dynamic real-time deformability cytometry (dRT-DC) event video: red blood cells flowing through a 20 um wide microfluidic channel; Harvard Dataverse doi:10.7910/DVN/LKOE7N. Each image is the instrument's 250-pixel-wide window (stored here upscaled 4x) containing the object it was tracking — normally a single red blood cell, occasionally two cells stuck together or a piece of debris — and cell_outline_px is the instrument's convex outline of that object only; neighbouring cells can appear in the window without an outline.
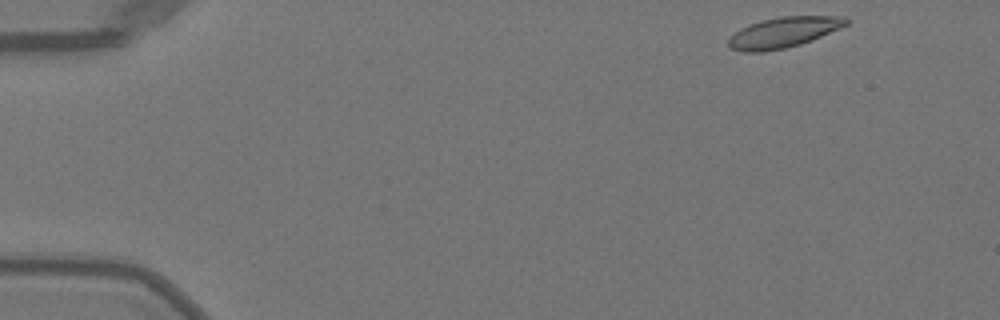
{"species": "Egyptian fruit bat (a non-hibernating species)", "species_latin": "Rousettus aegyptiacus", "temperature_condition": "warm", "stored_images_in_passage": 47, "camera_frame_rate_fps": 3000, "um_per_image_px": 0.085, "animal": {"sex": "female"}, "frame": {"image": 1, "passage_image": 1, "time_ms": 0.0, "image_size_px": [1000, 320], "cell_outline_px": [[848, 24], [840, 28], [812, 40], [800, 44], [784, 48], [764, 52], [740, 52], [732, 48], [728, 44], [728, 36], [740, 28], [748, 24], [780, 16], [844, 16], [848, 20]], "centroid_in_image_um": [66.56, 2.75], "position_along_channel_um": 18.4, "area_um2": 20.98}}
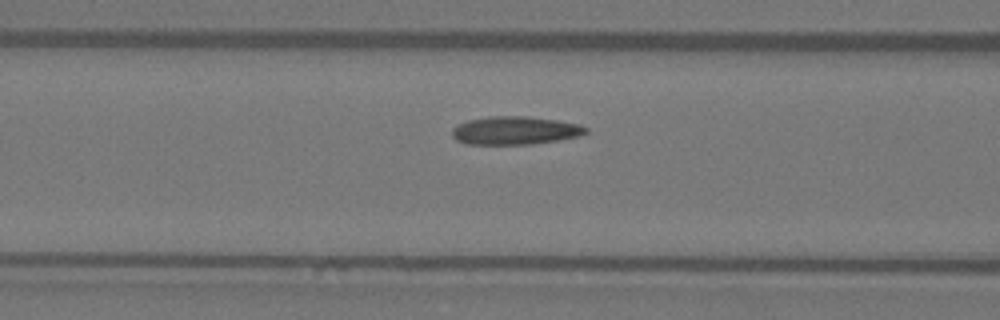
{"frame": {"image": 2, "passage_image": 17, "time_ms": 5.333, "image_size_px": [1000, 320], "cell_outline_px": [[588, 132], [580, 136], [532, 144], [468, 144], [456, 140], [452, 136], [452, 128], [456, 124], [468, 120], [488, 116], [528, 116], [556, 120], [580, 124], [588, 128]], "centroid_in_image_um": [43.77, 11.08], "position_along_channel_um": 122.8, "area_um2": 22.08}}
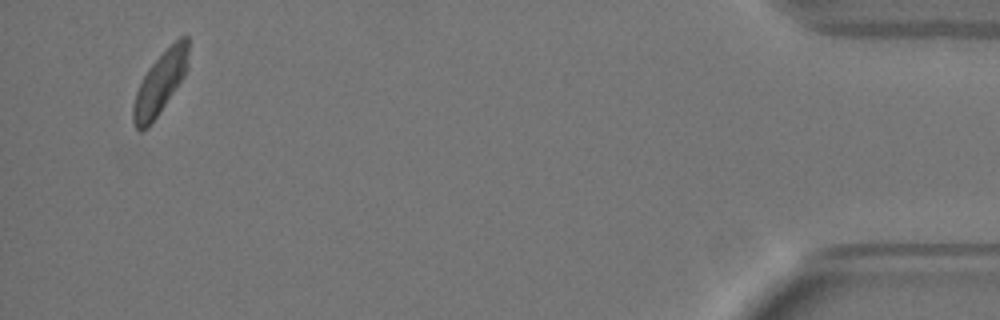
{"frame": {"image": 3, "passage_image": 45, "time_ms": 14.667, "image_size_px": [1000, 320], "cell_outline_px": [[188, 68], [184, 76], [148, 128], [140, 132], [136, 128], [132, 120], [132, 108], [136, 92], [148, 68], [180, 36], [188, 36]], "centroid_in_image_um": [13.6, 7.08], "position_along_channel_um": 421.6, "area_um2": 19.54}, "authors_computed_cell_mechanics": {"area_um2": 21.1548, "velocity_mm_per_s": 4.0188, "shape_relaxation_time_tau1_ms": 2.5232, "shape_relaxation_time_tau2_ms": 1.5022, "deformation_change_tau1": 0.1248, "deformation_change_tau2": 0.0796}}